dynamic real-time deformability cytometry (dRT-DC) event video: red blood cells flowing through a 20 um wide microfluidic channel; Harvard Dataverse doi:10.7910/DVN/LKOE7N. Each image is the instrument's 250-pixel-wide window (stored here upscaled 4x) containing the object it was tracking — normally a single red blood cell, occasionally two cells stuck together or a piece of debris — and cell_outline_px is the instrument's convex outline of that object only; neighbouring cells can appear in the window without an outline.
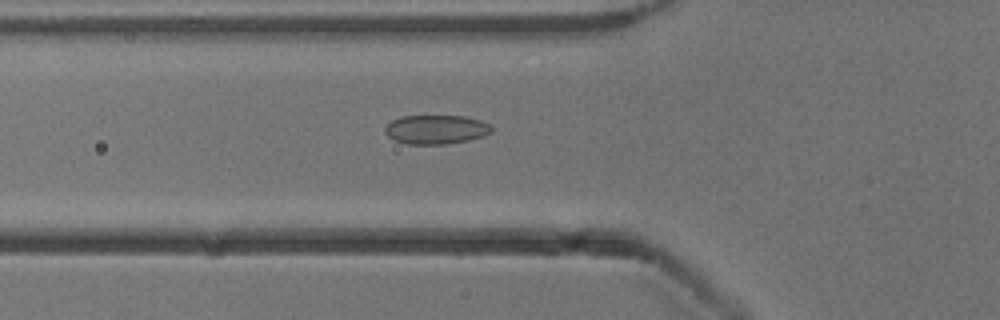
{"species": "common noctule bat (a hibernating species)", "species_latin": "Nyctalus noctula", "temperature_condition": "cold", "stored_images_in_passage": 53, "camera_frame_rate_fps": 3000, "um_per_image_px": 0.085, "animal": {"sex": "male", "body_mass_g": 13.3}, "frame": {"image": 1, "passage_image": 19, "time_ms": 6.0, "image_size_px": [1000, 320], "cell_outline_px": [[492, 132], [484, 136], [468, 140], [444, 144], [408, 144], [396, 140], [388, 136], [384, 132], [384, 128], [392, 120], [400, 116], [464, 116], [480, 120], [488, 124], [492, 128]], "centroid_in_image_um": [37.05, 11.0], "position_along_channel_um": 88.7, "area_um2": 17.98}}
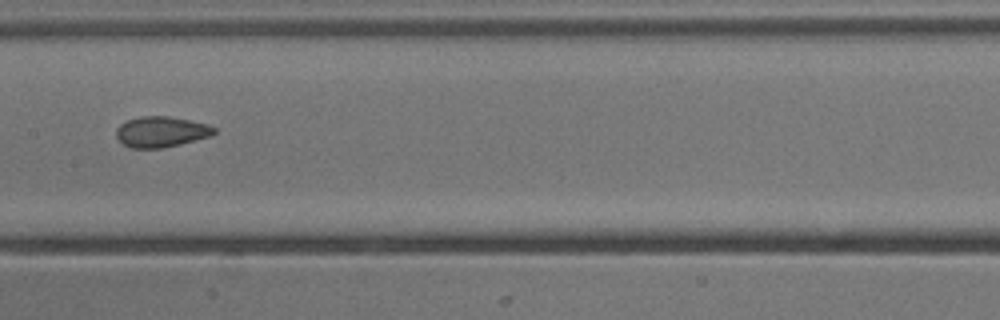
{"frame": {"image": 2, "passage_image": 27, "time_ms": 8.667, "image_size_px": [1000, 320], "cell_outline_px": [[216, 132], [212, 136], [180, 144], [160, 148], [132, 148], [124, 144], [116, 136], [116, 128], [120, 124], [128, 120], [140, 116], [168, 116], [208, 124], [216, 128]], "centroid_in_image_um": [13.71, 11.2], "position_along_channel_um": 193.7, "area_um2": 17.46}}
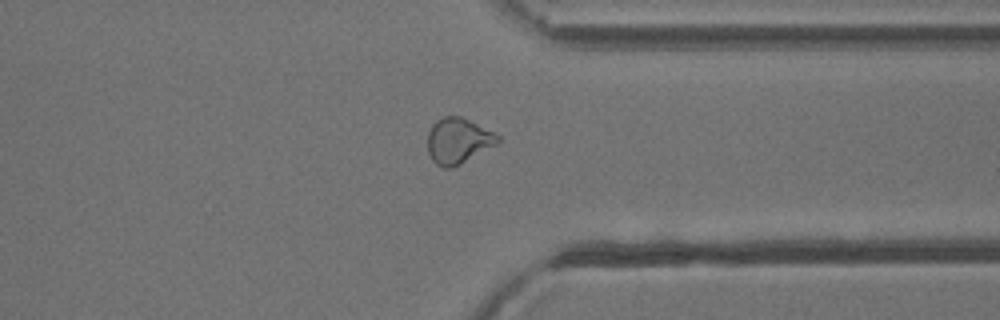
{"frame": {"image": 3, "passage_image": 41, "time_ms": 13.333, "image_size_px": [1000, 320], "cell_outline_px": [[500, 140], [496, 144], [460, 164], [452, 168], [440, 168], [432, 160], [428, 152], [428, 132], [432, 124], [436, 120], [444, 116], [460, 116], [500, 136]], "centroid_in_image_um": [38.9, 11.98], "position_along_channel_um": 372.5, "area_um2": 18.44}, "authors_computed_cell_mechanics": {"area_um2": 19.4208, "velocity_mm_per_s": 3.8965, "shape_relaxation_time_tau1_ms": null, "shape_relaxation_time_tau2_ms": 1.908, "deformation_change_tau1": null, "deformation_change_tau2": 0.0784}}